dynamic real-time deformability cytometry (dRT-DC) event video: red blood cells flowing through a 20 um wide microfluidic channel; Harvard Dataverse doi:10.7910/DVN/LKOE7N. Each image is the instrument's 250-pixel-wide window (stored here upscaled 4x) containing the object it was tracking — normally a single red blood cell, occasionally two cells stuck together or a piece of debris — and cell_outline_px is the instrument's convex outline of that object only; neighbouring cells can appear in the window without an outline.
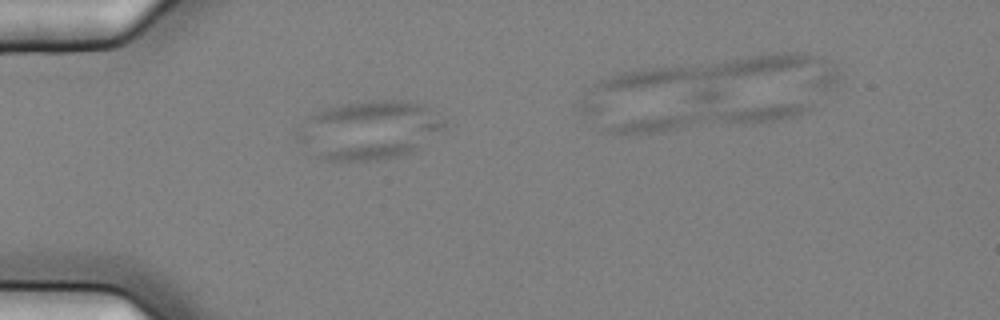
{"species": "common noctule bat (a hibernating species)", "species_latin": "Nyctalus noctula", "temperature_condition": "cold", "stored_images_in_passage": 2, "camera_frame_rate_fps": 3000, "um_per_image_px": 0.085, "animal": {"sex": "female", "body_mass_g": 25.1}, "frame": {"image": 1, "passage_image": 1, "time_ms": 0.0, "image_size_px": [1000, 320], "cell_outline_px": [[448, 124], [444, 128], [416, 152], [376, 160], [324, 160], [304, 152], [296, 140], [296, 128], [308, 116], [324, 108], [340, 104], [384, 100], [404, 100], [424, 104], [444, 120]], "centroid_in_image_um": [31.32, 11.07], "position_along_channel_um": 53.7, "area_um2": 51.04}}